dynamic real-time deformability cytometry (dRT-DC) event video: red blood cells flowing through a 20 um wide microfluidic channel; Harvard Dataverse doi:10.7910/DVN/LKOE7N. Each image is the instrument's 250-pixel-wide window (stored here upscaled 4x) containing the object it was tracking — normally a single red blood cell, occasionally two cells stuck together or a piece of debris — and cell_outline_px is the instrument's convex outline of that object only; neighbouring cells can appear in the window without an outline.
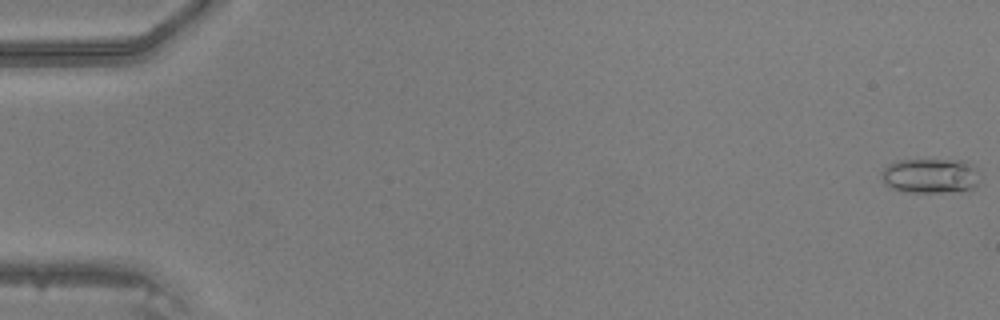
{"species": "common noctule bat (a hibernating species)", "species_latin": "Nyctalus noctula", "temperature_condition": "warm", "stored_images_in_passage": 15, "camera_frame_rate_fps": 3000, "um_per_image_px": 0.085, "animal": {"sex": "male", "body_mass_g": 20.5, "forearm_length_mm": 52.5}, "frame": {"image": 1, "passage_image": 1, "time_ms": 0.0, "image_size_px": [1000, 320], "cell_outline_px": [[976, 188], [972, 192], [912, 192], [892, 188], [884, 184], [880, 172], [888, 164], [896, 160], [964, 160], [972, 164], [976, 168]], "centroid_in_image_um": [79.09, 14.95], "position_along_channel_um": 5.9, "area_um2": 20.23}}